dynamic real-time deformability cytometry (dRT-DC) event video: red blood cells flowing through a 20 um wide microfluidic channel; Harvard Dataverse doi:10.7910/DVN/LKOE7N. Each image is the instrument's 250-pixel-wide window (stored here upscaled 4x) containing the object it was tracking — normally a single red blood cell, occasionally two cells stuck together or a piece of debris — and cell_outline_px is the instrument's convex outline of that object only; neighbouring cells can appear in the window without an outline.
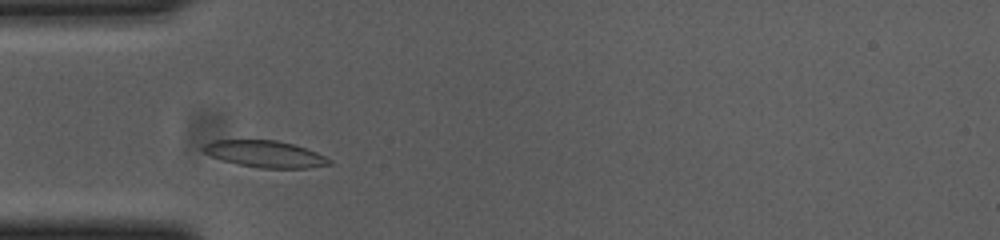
{"species": "common noctule bat (a hibernating species)", "species_latin": "Nyctalus noctula", "temperature_condition": "cold", "stored_images_in_passage": 38, "camera_frame_rate_fps": 3000, "um_per_image_px": 0.085, "animal": {"sex": "female", "body_mass_g": 23.0, "forearm_length_mm": 53.4}, "frame": {"image": 1, "passage_image": 5, "time_ms": 1.333, "image_size_px": [1000, 240], "cell_outline_px": [[332, 164], [308, 168], [260, 168], [240, 164], [224, 160], [212, 156], [204, 152], [200, 148], [204, 144], [212, 140], [276, 140], [292, 144], [316, 152], [332, 160]], "centroid_in_image_um": [22.53, 13.09], "position_along_channel_um": 62.5, "area_um2": 19.42}}
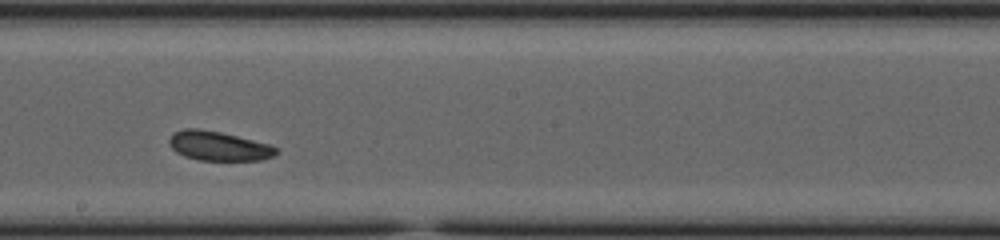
{"frame": {"image": 2, "passage_image": 19, "time_ms": 6.0, "image_size_px": [1000, 240], "cell_outline_px": [[280, 152], [272, 156], [260, 160], [200, 160], [184, 156], [176, 152], [168, 144], [168, 140], [172, 132], [184, 128], [196, 128], [220, 132], [272, 144]], "centroid_in_image_um": [18.56, 12.4], "position_along_channel_um": 229.6, "area_um2": 18.44}}
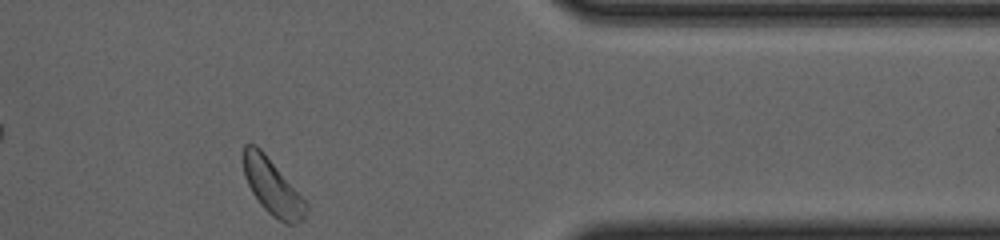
{"frame": {"image": 3, "passage_image": 34, "time_ms": 11.0, "image_size_px": [1000, 240], "cell_outline_px": [[308, 208], [304, 220], [296, 224], [284, 224], [272, 216], [260, 204], [252, 192], [244, 176], [244, 144], [256, 144], [264, 152], [308, 204]], "centroid_in_image_um": [23.17, 15.93], "position_along_channel_um": 388.2, "area_um2": 20.17}, "authors_computed_cell_mechanics": {"area_um2": 18.9006, "velocity_mm_per_s": 3.6113, "shape_relaxation_time_tau1_ms": 2.6079, "shape_relaxation_time_tau2_ms": 5.7977, "deformation_change_tau1": 0.0514, "deformation_change_tau2": 0.1162}}